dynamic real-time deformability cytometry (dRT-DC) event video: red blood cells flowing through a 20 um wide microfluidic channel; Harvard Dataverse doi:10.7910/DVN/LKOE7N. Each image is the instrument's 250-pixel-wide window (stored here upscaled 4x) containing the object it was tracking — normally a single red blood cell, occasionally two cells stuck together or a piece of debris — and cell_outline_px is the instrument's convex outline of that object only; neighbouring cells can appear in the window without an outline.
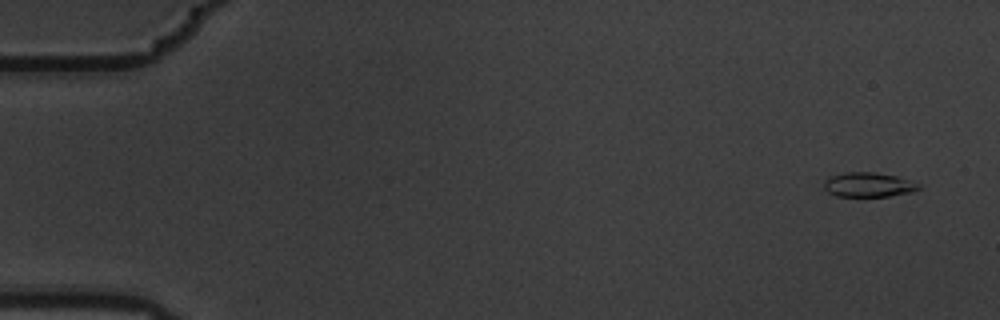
{"species": "common noctule bat (a hibernating species)", "species_latin": "Nyctalus noctula", "temperature_condition": "warm", "stored_images_in_passage": 5, "camera_frame_rate_fps": 3000, "um_per_image_px": 0.085, "animal": {"sex": "male", "body_mass_g": 19.5, "forearm_length_mm": 54.6}, "frame": {"image": 1, "passage_image": 1, "time_ms": 0.0, "image_size_px": [1000, 320], "cell_outline_px": [[920, 188], [912, 192], [888, 196], [836, 196], [828, 192], [824, 188], [824, 180], [832, 176], [844, 172], [872, 172], [896, 176], [920, 184]], "centroid_in_image_um": [73.8, 15.7], "position_along_channel_um": 11.2, "area_um2": 13.41}}
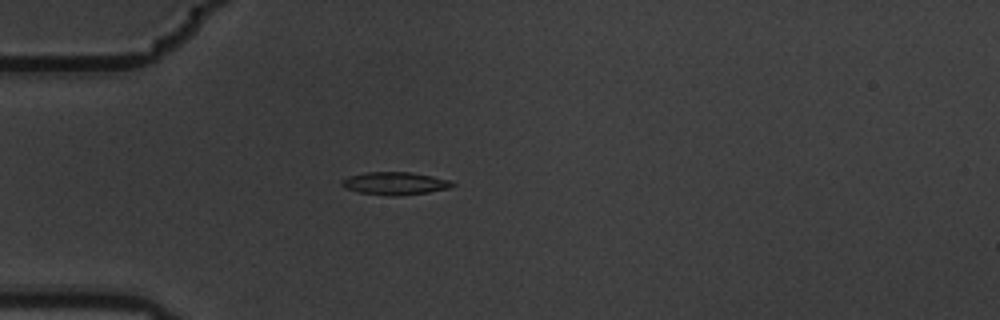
{"frame": {"image": 2, "passage_image": 5, "time_ms": 1.333, "image_size_px": [1000, 320], "cell_outline_px": [[456, 184], [448, 188], [428, 192], [400, 196], [392, 196], [356, 192], [344, 188], [340, 184], [340, 180], [348, 176], [364, 172], [408, 172], [432, 176], [448, 180]], "centroid_in_image_um": [33.49, 15.59], "position_along_channel_um": 51.5, "area_um2": 14.74}}